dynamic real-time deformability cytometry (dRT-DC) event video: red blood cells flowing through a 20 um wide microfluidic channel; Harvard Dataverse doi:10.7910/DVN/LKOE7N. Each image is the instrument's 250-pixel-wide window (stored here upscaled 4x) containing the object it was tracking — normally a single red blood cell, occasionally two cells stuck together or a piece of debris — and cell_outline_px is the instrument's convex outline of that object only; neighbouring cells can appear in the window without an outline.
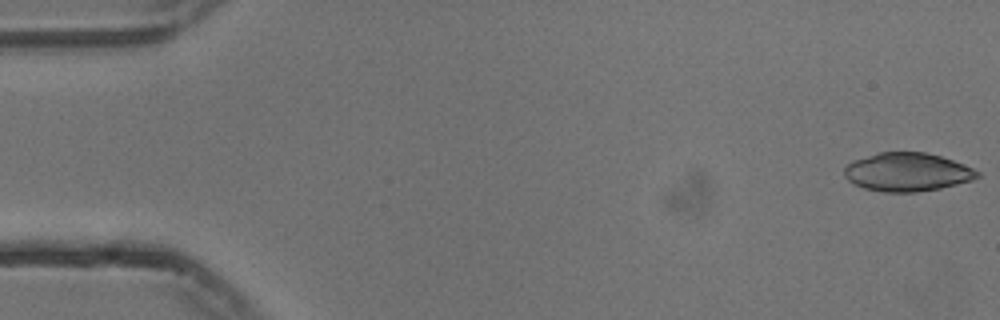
{"species": "common noctule bat (a hibernating species)", "species_latin": "Nyctalus noctula", "temperature_condition": "cold", "stored_images_in_passage": 2, "camera_frame_rate_fps": 3000, "um_per_image_px": 0.085, "animal": {"sex": "male", "body_mass_g": 13.3}, "frame": {"image": 1, "passage_image": 1, "time_ms": 0.0, "image_size_px": [1000, 320], "cell_outline_px": [[980, 176], [972, 180], [940, 188], [916, 192], [884, 192], [864, 188], [848, 180], [844, 176], [844, 168], [852, 160], [880, 152], [924, 152], [940, 156], [964, 164], [980, 172]], "centroid_in_image_um": [77.11, 14.62], "position_along_channel_um": 7.9, "area_um2": 29.71}}